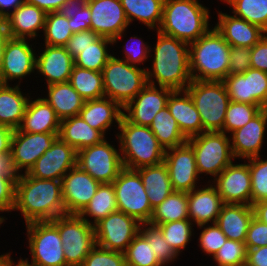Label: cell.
<instances>
[{
    "instance_id": "cell-1",
    "label": "cell",
    "mask_w": 267,
    "mask_h": 266,
    "mask_svg": "<svg viewBox=\"0 0 267 266\" xmlns=\"http://www.w3.org/2000/svg\"><path fill=\"white\" fill-rule=\"evenodd\" d=\"M20 210L26 224L52 221L65 214L61 180L37 179L27 173L16 179L13 210Z\"/></svg>"
},
{
    "instance_id": "cell-2",
    "label": "cell",
    "mask_w": 267,
    "mask_h": 266,
    "mask_svg": "<svg viewBox=\"0 0 267 266\" xmlns=\"http://www.w3.org/2000/svg\"><path fill=\"white\" fill-rule=\"evenodd\" d=\"M157 35L152 65L153 71L146 70L147 82L154 85V81L150 78L155 76L159 86L184 91L192 81L189 44L175 37L163 34L159 30Z\"/></svg>"
},
{
    "instance_id": "cell-3",
    "label": "cell",
    "mask_w": 267,
    "mask_h": 266,
    "mask_svg": "<svg viewBox=\"0 0 267 266\" xmlns=\"http://www.w3.org/2000/svg\"><path fill=\"white\" fill-rule=\"evenodd\" d=\"M189 46L192 80L223 81L228 76L231 46L215 27Z\"/></svg>"
},
{
    "instance_id": "cell-4",
    "label": "cell",
    "mask_w": 267,
    "mask_h": 266,
    "mask_svg": "<svg viewBox=\"0 0 267 266\" xmlns=\"http://www.w3.org/2000/svg\"><path fill=\"white\" fill-rule=\"evenodd\" d=\"M209 11L198 0H164L161 33L192 43L208 30Z\"/></svg>"
},
{
    "instance_id": "cell-5",
    "label": "cell",
    "mask_w": 267,
    "mask_h": 266,
    "mask_svg": "<svg viewBox=\"0 0 267 266\" xmlns=\"http://www.w3.org/2000/svg\"><path fill=\"white\" fill-rule=\"evenodd\" d=\"M118 136L123 154V167L136 170L164 161L165 149L160 145L149 126H138L122 117Z\"/></svg>"
},
{
    "instance_id": "cell-6",
    "label": "cell",
    "mask_w": 267,
    "mask_h": 266,
    "mask_svg": "<svg viewBox=\"0 0 267 266\" xmlns=\"http://www.w3.org/2000/svg\"><path fill=\"white\" fill-rule=\"evenodd\" d=\"M200 115L203 132L222 131L230 98L223 81L192 80L185 89Z\"/></svg>"
},
{
    "instance_id": "cell-7",
    "label": "cell",
    "mask_w": 267,
    "mask_h": 266,
    "mask_svg": "<svg viewBox=\"0 0 267 266\" xmlns=\"http://www.w3.org/2000/svg\"><path fill=\"white\" fill-rule=\"evenodd\" d=\"M102 72L104 95L124 107L147 84L146 69L111 56Z\"/></svg>"
},
{
    "instance_id": "cell-8",
    "label": "cell",
    "mask_w": 267,
    "mask_h": 266,
    "mask_svg": "<svg viewBox=\"0 0 267 266\" xmlns=\"http://www.w3.org/2000/svg\"><path fill=\"white\" fill-rule=\"evenodd\" d=\"M59 231L67 266H82L96 246L92 222L77 214H64L52 220Z\"/></svg>"
},
{
    "instance_id": "cell-9",
    "label": "cell",
    "mask_w": 267,
    "mask_h": 266,
    "mask_svg": "<svg viewBox=\"0 0 267 266\" xmlns=\"http://www.w3.org/2000/svg\"><path fill=\"white\" fill-rule=\"evenodd\" d=\"M187 143L195 153L199 174L206 173L217 178L235 158L230 141L222 131L203 132L188 138Z\"/></svg>"
},
{
    "instance_id": "cell-10",
    "label": "cell",
    "mask_w": 267,
    "mask_h": 266,
    "mask_svg": "<svg viewBox=\"0 0 267 266\" xmlns=\"http://www.w3.org/2000/svg\"><path fill=\"white\" fill-rule=\"evenodd\" d=\"M32 263L21 259L29 266H67L61 237L52 221H37L26 224Z\"/></svg>"
},
{
    "instance_id": "cell-11",
    "label": "cell",
    "mask_w": 267,
    "mask_h": 266,
    "mask_svg": "<svg viewBox=\"0 0 267 266\" xmlns=\"http://www.w3.org/2000/svg\"><path fill=\"white\" fill-rule=\"evenodd\" d=\"M113 186L117 210L134 217L140 223H149L153 209L139 173L123 168L113 181Z\"/></svg>"
},
{
    "instance_id": "cell-12",
    "label": "cell",
    "mask_w": 267,
    "mask_h": 266,
    "mask_svg": "<svg viewBox=\"0 0 267 266\" xmlns=\"http://www.w3.org/2000/svg\"><path fill=\"white\" fill-rule=\"evenodd\" d=\"M76 165L99 183H113L124 168L120 153L105 139L77 152Z\"/></svg>"
},
{
    "instance_id": "cell-13",
    "label": "cell",
    "mask_w": 267,
    "mask_h": 266,
    "mask_svg": "<svg viewBox=\"0 0 267 266\" xmlns=\"http://www.w3.org/2000/svg\"><path fill=\"white\" fill-rule=\"evenodd\" d=\"M141 223L132 216L115 211L94 225L97 247L124 253L139 233Z\"/></svg>"
},
{
    "instance_id": "cell-14",
    "label": "cell",
    "mask_w": 267,
    "mask_h": 266,
    "mask_svg": "<svg viewBox=\"0 0 267 266\" xmlns=\"http://www.w3.org/2000/svg\"><path fill=\"white\" fill-rule=\"evenodd\" d=\"M91 11L90 30L100 37L120 39L129 25L120 0H83Z\"/></svg>"
},
{
    "instance_id": "cell-15",
    "label": "cell",
    "mask_w": 267,
    "mask_h": 266,
    "mask_svg": "<svg viewBox=\"0 0 267 266\" xmlns=\"http://www.w3.org/2000/svg\"><path fill=\"white\" fill-rule=\"evenodd\" d=\"M230 101L258 105L267 104V73L248 69L244 73L228 75L223 80Z\"/></svg>"
},
{
    "instance_id": "cell-16",
    "label": "cell",
    "mask_w": 267,
    "mask_h": 266,
    "mask_svg": "<svg viewBox=\"0 0 267 266\" xmlns=\"http://www.w3.org/2000/svg\"><path fill=\"white\" fill-rule=\"evenodd\" d=\"M147 84L130 102L122 109L128 112L123 117L138 126H150L155 115L167 106L170 94L174 91L168 87Z\"/></svg>"
},
{
    "instance_id": "cell-17",
    "label": "cell",
    "mask_w": 267,
    "mask_h": 266,
    "mask_svg": "<svg viewBox=\"0 0 267 266\" xmlns=\"http://www.w3.org/2000/svg\"><path fill=\"white\" fill-rule=\"evenodd\" d=\"M76 160L77 151L58 137L27 174L37 179L62 180V177L76 166Z\"/></svg>"
},
{
    "instance_id": "cell-18",
    "label": "cell",
    "mask_w": 267,
    "mask_h": 266,
    "mask_svg": "<svg viewBox=\"0 0 267 266\" xmlns=\"http://www.w3.org/2000/svg\"><path fill=\"white\" fill-rule=\"evenodd\" d=\"M58 138V133H27L14 130L11 142V156L17 172L25 168V173L35 164Z\"/></svg>"
},
{
    "instance_id": "cell-19",
    "label": "cell",
    "mask_w": 267,
    "mask_h": 266,
    "mask_svg": "<svg viewBox=\"0 0 267 266\" xmlns=\"http://www.w3.org/2000/svg\"><path fill=\"white\" fill-rule=\"evenodd\" d=\"M164 163L169 172L173 191L188 193L195 189L199 173L196 167L195 153L187 142L181 146L170 148L168 151L165 150Z\"/></svg>"
},
{
    "instance_id": "cell-20",
    "label": "cell",
    "mask_w": 267,
    "mask_h": 266,
    "mask_svg": "<svg viewBox=\"0 0 267 266\" xmlns=\"http://www.w3.org/2000/svg\"><path fill=\"white\" fill-rule=\"evenodd\" d=\"M61 180L65 214L79 215L97 192L101 183L77 165Z\"/></svg>"
},
{
    "instance_id": "cell-21",
    "label": "cell",
    "mask_w": 267,
    "mask_h": 266,
    "mask_svg": "<svg viewBox=\"0 0 267 266\" xmlns=\"http://www.w3.org/2000/svg\"><path fill=\"white\" fill-rule=\"evenodd\" d=\"M215 178L218 194L224 204H244L251 206V176L248 164L228 165Z\"/></svg>"
},
{
    "instance_id": "cell-22",
    "label": "cell",
    "mask_w": 267,
    "mask_h": 266,
    "mask_svg": "<svg viewBox=\"0 0 267 266\" xmlns=\"http://www.w3.org/2000/svg\"><path fill=\"white\" fill-rule=\"evenodd\" d=\"M35 55L26 39L9 38L4 48L0 83L8 84V80L31 74L36 65Z\"/></svg>"
},
{
    "instance_id": "cell-23",
    "label": "cell",
    "mask_w": 267,
    "mask_h": 266,
    "mask_svg": "<svg viewBox=\"0 0 267 266\" xmlns=\"http://www.w3.org/2000/svg\"><path fill=\"white\" fill-rule=\"evenodd\" d=\"M267 113L262 109L245 126L232 132V152L234 157L253 158L260 154L265 128L267 125Z\"/></svg>"
},
{
    "instance_id": "cell-24",
    "label": "cell",
    "mask_w": 267,
    "mask_h": 266,
    "mask_svg": "<svg viewBox=\"0 0 267 266\" xmlns=\"http://www.w3.org/2000/svg\"><path fill=\"white\" fill-rule=\"evenodd\" d=\"M45 46L36 58L35 70L47 78V85L68 82L75 65L74 58L64 46Z\"/></svg>"
},
{
    "instance_id": "cell-25",
    "label": "cell",
    "mask_w": 267,
    "mask_h": 266,
    "mask_svg": "<svg viewBox=\"0 0 267 266\" xmlns=\"http://www.w3.org/2000/svg\"><path fill=\"white\" fill-rule=\"evenodd\" d=\"M218 18L219 22L215 26L216 30L233 47L252 48L266 33L259 26L235 15L230 16L220 12Z\"/></svg>"
},
{
    "instance_id": "cell-26",
    "label": "cell",
    "mask_w": 267,
    "mask_h": 266,
    "mask_svg": "<svg viewBox=\"0 0 267 266\" xmlns=\"http://www.w3.org/2000/svg\"><path fill=\"white\" fill-rule=\"evenodd\" d=\"M223 205L222 197L213 185L188 192L189 219L200 228L210 221L215 223Z\"/></svg>"
},
{
    "instance_id": "cell-27",
    "label": "cell",
    "mask_w": 267,
    "mask_h": 266,
    "mask_svg": "<svg viewBox=\"0 0 267 266\" xmlns=\"http://www.w3.org/2000/svg\"><path fill=\"white\" fill-rule=\"evenodd\" d=\"M183 92L174 90L168 98L167 108L183 135L188 139L203 133V125L191 96L186 90ZM179 94L184 96L178 97Z\"/></svg>"
},
{
    "instance_id": "cell-28",
    "label": "cell",
    "mask_w": 267,
    "mask_h": 266,
    "mask_svg": "<svg viewBox=\"0 0 267 266\" xmlns=\"http://www.w3.org/2000/svg\"><path fill=\"white\" fill-rule=\"evenodd\" d=\"M46 13L26 1L6 17L10 38L27 39L37 36L36 31L44 29Z\"/></svg>"
},
{
    "instance_id": "cell-29",
    "label": "cell",
    "mask_w": 267,
    "mask_h": 266,
    "mask_svg": "<svg viewBox=\"0 0 267 266\" xmlns=\"http://www.w3.org/2000/svg\"><path fill=\"white\" fill-rule=\"evenodd\" d=\"M60 122L54 109L43 98H38L28 101L18 129L27 133H59Z\"/></svg>"
},
{
    "instance_id": "cell-30",
    "label": "cell",
    "mask_w": 267,
    "mask_h": 266,
    "mask_svg": "<svg viewBox=\"0 0 267 266\" xmlns=\"http://www.w3.org/2000/svg\"><path fill=\"white\" fill-rule=\"evenodd\" d=\"M253 216V209L250 205L224 204L215 223L227 239L245 242Z\"/></svg>"
},
{
    "instance_id": "cell-31",
    "label": "cell",
    "mask_w": 267,
    "mask_h": 266,
    "mask_svg": "<svg viewBox=\"0 0 267 266\" xmlns=\"http://www.w3.org/2000/svg\"><path fill=\"white\" fill-rule=\"evenodd\" d=\"M120 108L123 107L116 101L108 97H102L85 101L79 115L92 128L99 130L105 135V131L111 126L113 120L118 125L120 124L124 113Z\"/></svg>"
},
{
    "instance_id": "cell-32",
    "label": "cell",
    "mask_w": 267,
    "mask_h": 266,
    "mask_svg": "<svg viewBox=\"0 0 267 266\" xmlns=\"http://www.w3.org/2000/svg\"><path fill=\"white\" fill-rule=\"evenodd\" d=\"M58 137L77 152L105 139L99 130L92 128L80 115L61 120Z\"/></svg>"
},
{
    "instance_id": "cell-33",
    "label": "cell",
    "mask_w": 267,
    "mask_h": 266,
    "mask_svg": "<svg viewBox=\"0 0 267 266\" xmlns=\"http://www.w3.org/2000/svg\"><path fill=\"white\" fill-rule=\"evenodd\" d=\"M136 171L142 179L152 209L161 204L173 192L164 161L157 165L138 168Z\"/></svg>"
},
{
    "instance_id": "cell-34",
    "label": "cell",
    "mask_w": 267,
    "mask_h": 266,
    "mask_svg": "<svg viewBox=\"0 0 267 266\" xmlns=\"http://www.w3.org/2000/svg\"><path fill=\"white\" fill-rule=\"evenodd\" d=\"M48 98H43L55 111L60 120L77 116L85 100L69 82L48 85Z\"/></svg>"
},
{
    "instance_id": "cell-35",
    "label": "cell",
    "mask_w": 267,
    "mask_h": 266,
    "mask_svg": "<svg viewBox=\"0 0 267 266\" xmlns=\"http://www.w3.org/2000/svg\"><path fill=\"white\" fill-rule=\"evenodd\" d=\"M19 89L18 85L10 87L0 83V124L13 130L21 125L29 101Z\"/></svg>"
},
{
    "instance_id": "cell-36",
    "label": "cell",
    "mask_w": 267,
    "mask_h": 266,
    "mask_svg": "<svg viewBox=\"0 0 267 266\" xmlns=\"http://www.w3.org/2000/svg\"><path fill=\"white\" fill-rule=\"evenodd\" d=\"M149 127L165 150L181 146L188 140L179 129L167 106L155 115Z\"/></svg>"
},
{
    "instance_id": "cell-37",
    "label": "cell",
    "mask_w": 267,
    "mask_h": 266,
    "mask_svg": "<svg viewBox=\"0 0 267 266\" xmlns=\"http://www.w3.org/2000/svg\"><path fill=\"white\" fill-rule=\"evenodd\" d=\"M128 23L136 18L150 29L160 28L163 19L164 0H120ZM158 22V23H157Z\"/></svg>"
},
{
    "instance_id": "cell-38",
    "label": "cell",
    "mask_w": 267,
    "mask_h": 266,
    "mask_svg": "<svg viewBox=\"0 0 267 266\" xmlns=\"http://www.w3.org/2000/svg\"><path fill=\"white\" fill-rule=\"evenodd\" d=\"M184 219H189L188 193L173 191L161 204L153 209L149 223L158 226Z\"/></svg>"
},
{
    "instance_id": "cell-39",
    "label": "cell",
    "mask_w": 267,
    "mask_h": 266,
    "mask_svg": "<svg viewBox=\"0 0 267 266\" xmlns=\"http://www.w3.org/2000/svg\"><path fill=\"white\" fill-rule=\"evenodd\" d=\"M68 82L85 101L105 97L102 72L74 65Z\"/></svg>"
},
{
    "instance_id": "cell-40",
    "label": "cell",
    "mask_w": 267,
    "mask_h": 266,
    "mask_svg": "<svg viewBox=\"0 0 267 266\" xmlns=\"http://www.w3.org/2000/svg\"><path fill=\"white\" fill-rule=\"evenodd\" d=\"M117 211L116 193L113 183H102L92 197L88 205L79 214L82 218L85 215L94 217V224L106 218L112 212Z\"/></svg>"
},
{
    "instance_id": "cell-41",
    "label": "cell",
    "mask_w": 267,
    "mask_h": 266,
    "mask_svg": "<svg viewBox=\"0 0 267 266\" xmlns=\"http://www.w3.org/2000/svg\"><path fill=\"white\" fill-rule=\"evenodd\" d=\"M43 30L45 44L49 46H65L73 36L66 11L47 13Z\"/></svg>"
},
{
    "instance_id": "cell-42",
    "label": "cell",
    "mask_w": 267,
    "mask_h": 266,
    "mask_svg": "<svg viewBox=\"0 0 267 266\" xmlns=\"http://www.w3.org/2000/svg\"><path fill=\"white\" fill-rule=\"evenodd\" d=\"M108 43L113 44V40L100 37L74 58V64L80 68L101 72L108 59L112 56L108 54Z\"/></svg>"
},
{
    "instance_id": "cell-43",
    "label": "cell",
    "mask_w": 267,
    "mask_h": 266,
    "mask_svg": "<svg viewBox=\"0 0 267 266\" xmlns=\"http://www.w3.org/2000/svg\"><path fill=\"white\" fill-rule=\"evenodd\" d=\"M235 16L259 26L267 33V0H229Z\"/></svg>"
},
{
    "instance_id": "cell-44",
    "label": "cell",
    "mask_w": 267,
    "mask_h": 266,
    "mask_svg": "<svg viewBox=\"0 0 267 266\" xmlns=\"http://www.w3.org/2000/svg\"><path fill=\"white\" fill-rule=\"evenodd\" d=\"M126 266H163L149 242L138 233L124 252Z\"/></svg>"
},
{
    "instance_id": "cell-45",
    "label": "cell",
    "mask_w": 267,
    "mask_h": 266,
    "mask_svg": "<svg viewBox=\"0 0 267 266\" xmlns=\"http://www.w3.org/2000/svg\"><path fill=\"white\" fill-rule=\"evenodd\" d=\"M262 109L258 105L230 101L225 114L223 132H234L242 128Z\"/></svg>"
},
{
    "instance_id": "cell-46",
    "label": "cell",
    "mask_w": 267,
    "mask_h": 266,
    "mask_svg": "<svg viewBox=\"0 0 267 266\" xmlns=\"http://www.w3.org/2000/svg\"><path fill=\"white\" fill-rule=\"evenodd\" d=\"M190 219L177 220L158 225L161 229L164 240L171 246L178 255L184 249L192 236Z\"/></svg>"
},
{
    "instance_id": "cell-47",
    "label": "cell",
    "mask_w": 267,
    "mask_h": 266,
    "mask_svg": "<svg viewBox=\"0 0 267 266\" xmlns=\"http://www.w3.org/2000/svg\"><path fill=\"white\" fill-rule=\"evenodd\" d=\"M259 157L248 158L251 176V206L267 200V160L263 161Z\"/></svg>"
},
{
    "instance_id": "cell-48",
    "label": "cell",
    "mask_w": 267,
    "mask_h": 266,
    "mask_svg": "<svg viewBox=\"0 0 267 266\" xmlns=\"http://www.w3.org/2000/svg\"><path fill=\"white\" fill-rule=\"evenodd\" d=\"M141 225L142 227H140L139 233L149 242L150 246H152L153 252L156 254L157 259L164 266L165 263H169L170 261L172 262V259H175L178 255L164 240L160 227L151 223H141ZM144 226L149 227L143 229Z\"/></svg>"
},
{
    "instance_id": "cell-49",
    "label": "cell",
    "mask_w": 267,
    "mask_h": 266,
    "mask_svg": "<svg viewBox=\"0 0 267 266\" xmlns=\"http://www.w3.org/2000/svg\"><path fill=\"white\" fill-rule=\"evenodd\" d=\"M247 248L245 242L227 239L213 256L218 266H245Z\"/></svg>"
},
{
    "instance_id": "cell-50",
    "label": "cell",
    "mask_w": 267,
    "mask_h": 266,
    "mask_svg": "<svg viewBox=\"0 0 267 266\" xmlns=\"http://www.w3.org/2000/svg\"><path fill=\"white\" fill-rule=\"evenodd\" d=\"M82 266H126L125 256L122 252L107 250L97 245L84 259Z\"/></svg>"
},
{
    "instance_id": "cell-51",
    "label": "cell",
    "mask_w": 267,
    "mask_h": 266,
    "mask_svg": "<svg viewBox=\"0 0 267 266\" xmlns=\"http://www.w3.org/2000/svg\"><path fill=\"white\" fill-rule=\"evenodd\" d=\"M66 12L68 13V23L73 33L90 30L91 11L83 0H77L67 8Z\"/></svg>"
},
{
    "instance_id": "cell-52",
    "label": "cell",
    "mask_w": 267,
    "mask_h": 266,
    "mask_svg": "<svg viewBox=\"0 0 267 266\" xmlns=\"http://www.w3.org/2000/svg\"><path fill=\"white\" fill-rule=\"evenodd\" d=\"M227 240L226 235L222 232L220 227L213 223V226H208L200 234L199 243L206 254L214 256L218 250L224 245Z\"/></svg>"
},
{
    "instance_id": "cell-53",
    "label": "cell",
    "mask_w": 267,
    "mask_h": 266,
    "mask_svg": "<svg viewBox=\"0 0 267 266\" xmlns=\"http://www.w3.org/2000/svg\"><path fill=\"white\" fill-rule=\"evenodd\" d=\"M251 68V48L233 47L229 51L228 75L240 74Z\"/></svg>"
},
{
    "instance_id": "cell-54",
    "label": "cell",
    "mask_w": 267,
    "mask_h": 266,
    "mask_svg": "<svg viewBox=\"0 0 267 266\" xmlns=\"http://www.w3.org/2000/svg\"><path fill=\"white\" fill-rule=\"evenodd\" d=\"M100 36L92 30L80 31L73 33V36L67 41L64 46L67 52L75 58L83 51L86 47L96 42Z\"/></svg>"
},
{
    "instance_id": "cell-55",
    "label": "cell",
    "mask_w": 267,
    "mask_h": 266,
    "mask_svg": "<svg viewBox=\"0 0 267 266\" xmlns=\"http://www.w3.org/2000/svg\"><path fill=\"white\" fill-rule=\"evenodd\" d=\"M245 244L247 249L267 246V224L253 216L248 227Z\"/></svg>"
},
{
    "instance_id": "cell-56",
    "label": "cell",
    "mask_w": 267,
    "mask_h": 266,
    "mask_svg": "<svg viewBox=\"0 0 267 266\" xmlns=\"http://www.w3.org/2000/svg\"><path fill=\"white\" fill-rule=\"evenodd\" d=\"M16 179L11 176H0V211L13 210L15 201Z\"/></svg>"
},
{
    "instance_id": "cell-57",
    "label": "cell",
    "mask_w": 267,
    "mask_h": 266,
    "mask_svg": "<svg viewBox=\"0 0 267 266\" xmlns=\"http://www.w3.org/2000/svg\"><path fill=\"white\" fill-rule=\"evenodd\" d=\"M251 68L267 73V33L251 48Z\"/></svg>"
},
{
    "instance_id": "cell-58",
    "label": "cell",
    "mask_w": 267,
    "mask_h": 266,
    "mask_svg": "<svg viewBox=\"0 0 267 266\" xmlns=\"http://www.w3.org/2000/svg\"><path fill=\"white\" fill-rule=\"evenodd\" d=\"M28 4L35 5L46 14L57 11H66L77 0H25Z\"/></svg>"
},
{
    "instance_id": "cell-59",
    "label": "cell",
    "mask_w": 267,
    "mask_h": 266,
    "mask_svg": "<svg viewBox=\"0 0 267 266\" xmlns=\"http://www.w3.org/2000/svg\"><path fill=\"white\" fill-rule=\"evenodd\" d=\"M137 46H136V45ZM133 45H129L130 48L125 49V57L126 59H122L125 60L127 63L131 64V65H135L136 63L140 64L141 62L143 63L144 60H146L148 58V53L150 50L149 46H146L143 41L141 42V44H139L138 42L135 43ZM139 44V45H138ZM135 45V46H134ZM141 45V46H140ZM145 45V46H144ZM133 46V47H132ZM143 46V47H142ZM145 47V48H144ZM128 49V50H127Z\"/></svg>"
},
{
    "instance_id": "cell-60",
    "label": "cell",
    "mask_w": 267,
    "mask_h": 266,
    "mask_svg": "<svg viewBox=\"0 0 267 266\" xmlns=\"http://www.w3.org/2000/svg\"><path fill=\"white\" fill-rule=\"evenodd\" d=\"M245 266H267V246L247 249Z\"/></svg>"
},
{
    "instance_id": "cell-61",
    "label": "cell",
    "mask_w": 267,
    "mask_h": 266,
    "mask_svg": "<svg viewBox=\"0 0 267 266\" xmlns=\"http://www.w3.org/2000/svg\"><path fill=\"white\" fill-rule=\"evenodd\" d=\"M14 130L6 125L0 124V154L11 153V142Z\"/></svg>"
},
{
    "instance_id": "cell-62",
    "label": "cell",
    "mask_w": 267,
    "mask_h": 266,
    "mask_svg": "<svg viewBox=\"0 0 267 266\" xmlns=\"http://www.w3.org/2000/svg\"><path fill=\"white\" fill-rule=\"evenodd\" d=\"M15 170L11 154H0V176L18 178L19 173Z\"/></svg>"
},
{
    "instance_id": "cell-63",
    "label": "cell",
    "mask_w": 267,
    "mask_h": 266,
    "mask_svg": "<svg viewBox=\"0 0 267 266\" xmlns=\"http://www.w3.org/2000/svg\"><path fill=\"white\" fill-rule=\"evenodd\" d=\"M254 217L267 224V200L252 205Z\"/></svg>"
},
{
    "instance_id": "cell-64",
    "label": "cell",
    "mask_w": 267,
    "mask_h": 266,
    "mask_svg": "<svg viewBox=\"0 0 267 266\" xmlns=\"http://www.w3.org/2000/svg\"><path fill=\"white\" fill-rule=\"evenodd\" d=\"M25 0H1L0 1V16L5 18L10 12L4 10L5 8H13V11L20 5H22Z\"/></svg>"
},
{
    "instance_id": "cell-65",
    "label": "cell",
    "mask_w": 267,
    "mask_h": 266,
    "mask_svg": "<svg viewBox=\"0 0 267 266\" xmlns=\"http://www.w3.org/2000/svg\"><path fill=\"white\" fill-rule=\"evenodd\" d=\"M9 38L6 20L0 16V43H6Z\"/></svg>"
},
{
    "instance_id": "cell-66",
    "label": "cell",
    "mask_w": 267,
    "mask_h": 266,
    "mask_svg": "<svg viewBox=\"0 0 267 266\" xmlns=\"http://www.w3.org/2000/svg\"><path fill=\"white\" fill-rule=\"evenodd\" d=\"M13 261L11 256L8 254L0 255V266H9Z\"/></svg>"
},
{
    "instance_id": "cell-67",
    "label": "cell",
    "mask_w": 267,
    "mask_h": 266,
    "mask_svg": "<svg viewBox=\"0 0 267 266\" xmlns=\"http://www.w3.org/2000/svg\"><path fill=\"white\" fill-rule=\"evenodd\" d=\"M5 45H6V43H0V69H1V66H2L3 53H4Z\"/></svg>"
},
{
    "instance_id": "cell-68",
    "label": "cell",
    "mask_w": 267,
    "mask_h": 266,
    "mask_svg": "<svg viewBox=\"0 0 267 266\" xmlns=\"http://www.w3.org/2000/svg\"><path fill=\"white\" fill-rule=\"evenodd\" d=\"M13 262L9 265V266H13ZM14 266H29L27 264H25L21 259L19 260L18 264L17 265H14Z\"/></svg>"
},
{
    "instance_id": "cell-69",
    "label": "cell",
    "mask_w": 267,
    "mask_h": 266,
    "mask_svg": "<svg viewBox=\"0 0 267 266\" xmlns=\"http://www.w3.org/2000/svg\"><path fill=\"white\" fill-rule=\"evenodd\" d=\"M4 220L5 219L3 217H0V225H1V223H3Z\"/></svg>"
},
{
    "instance_id": "cell-70",
    "label": "cell",
    "mask_w": 267,
    "mask_h": 266,
    "mask_svg": "<svg viewBox=\"0 0 267 266\" xmlns=\"http://www.w3.org/2000/svg\"><path fill=\"white\" fill-rule=\"evenodd\" d=\"M264 110L266 111V113H267V104H266V106L264 107Z\"/></svg>"
}]
</instances>
